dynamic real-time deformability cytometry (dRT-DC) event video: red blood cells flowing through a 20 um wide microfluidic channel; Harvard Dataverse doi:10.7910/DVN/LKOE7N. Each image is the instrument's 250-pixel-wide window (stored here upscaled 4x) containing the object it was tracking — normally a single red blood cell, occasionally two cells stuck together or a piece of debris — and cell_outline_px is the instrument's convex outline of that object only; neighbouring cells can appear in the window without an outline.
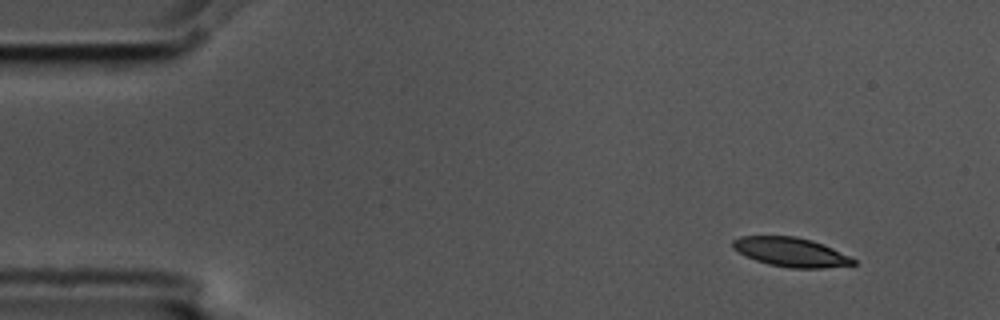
{"species": "common noctule bat (a hibernating species)", "species_latin": "Nyctalus noctula", "temperature_condition": "cold", "stored_images_in_passage": 3, "camera_frame_rate_fps": 3000, "um_per_image_px": 0.085, "animal": {"sex": "male", "body_mass_g": 17.5, "forearm_length_mm": 52.3}, "frame": {"image": 1, "passage_image": 1, "time_ms": 0.0, "image_size_px": [1000, 320], "cell_outline_px": [[856, 264], [820, 268], [792, 268], [768, 264], [744, 256], [732, 248], [732, 240], [740, 236], [796, 236], [812, 240], [824, 244], [856, 260]], "centroid_in_image_um": [67.18, 21.42], "position_along_channel_um": 17.8, "area_um2": 20.46}}
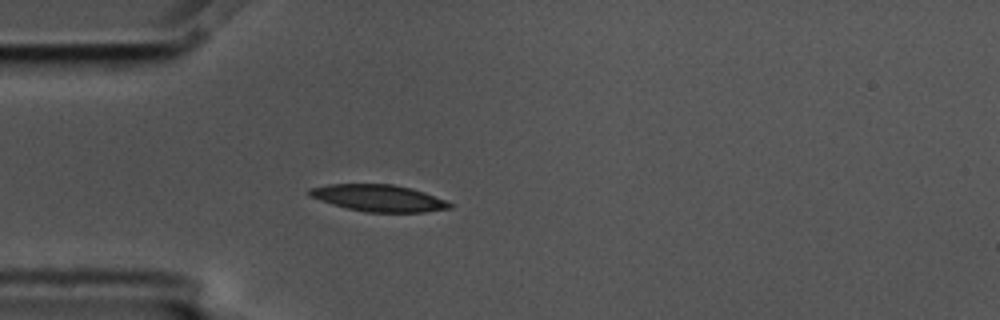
{"frame": {"image": 2, "passage_image": 3, "time_ms": 0.667, "image_size_px": [1000, 320], "cell_outline_px": [[452, 208], [424, 212], [364, 212], [332, 204], [308, 196], [308, 188], [328, 184], [392, 184], [424, 192], [444, 200], [452, 204]], "centroid_in_image_um": [32.14, 16.83], "position_along_channel_um": 52.9, "area_um2": 21.73}}